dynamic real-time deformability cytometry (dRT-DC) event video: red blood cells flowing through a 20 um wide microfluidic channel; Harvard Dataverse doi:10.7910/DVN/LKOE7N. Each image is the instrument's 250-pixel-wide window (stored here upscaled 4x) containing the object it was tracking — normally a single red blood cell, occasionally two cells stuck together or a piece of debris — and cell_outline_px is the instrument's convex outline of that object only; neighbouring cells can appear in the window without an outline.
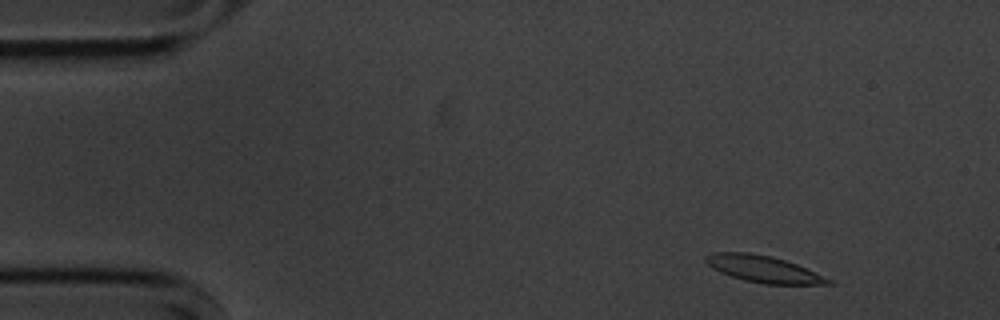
{"species": "common noctule bat (a hibernating species)", "species_latin": "Nyctalus noctula", "temperature_condition": "cold", "stored_images_in_passage": 54, "camera_frame_rate_fps": 3000, "um_per_image_px": 0.085, "animal": {"sex": "male", "body_mass_g": 20.1, "forearm_length_mm": 53.5}, "frame": {"image": 1, "passage_image": 4, "time_ms": 1.0, "image_size_px": [1000, 320], "cell_outline_px": [[836, 284], [764, 284], [744, 280], [720, 272], [712, 268], [704, 260], [704, 256], [712, 252], [748, 252], [768, 256], [784, 260], [796, 264], [836, 280]], "centroid_in_image_um": [64.93, 22.88], "position_along_channel_um": 20.1, "area_um2": 19.13}}
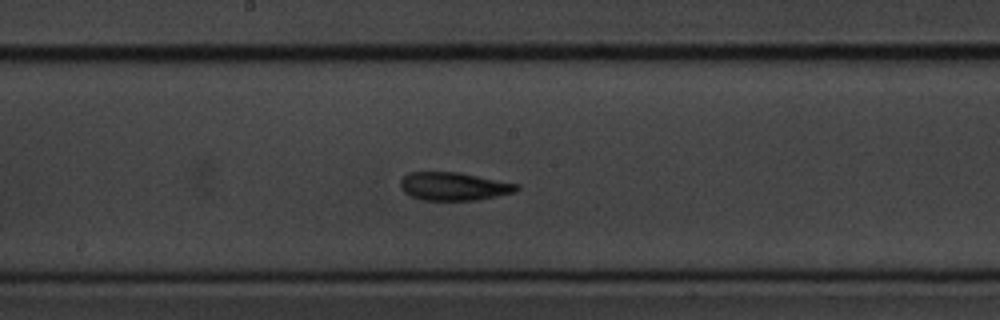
{"frame": {"image": 2, "passage_image": 27, "time_ms": 8.667, "image_size_px": [1000, 320], "cell_outline_px": [[520, 188], [516, 192], [476, 200], [420, 200], [408, 196], [400, 188], [400, 180], [408, 172], [460, 172], [520, 184]], "centroid_in_image_um": [38.56, 15.84], "position_along_channel_um": 209.6, "area_um2": 19.36}}
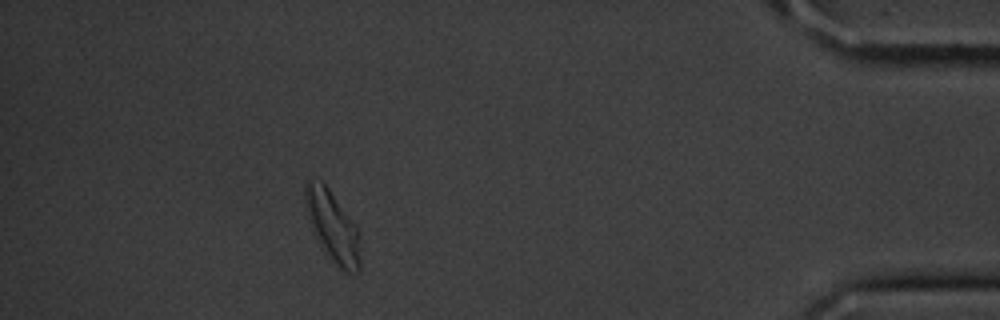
{"frame": {"image": 3, "passage_image": 48, "time_ms": 15.667, "image_size_px": [1000, 320], "cell_outline_px": [[360, 272], [344, 272], [340, 268], [324, 248], [316, 236], [312, 228], [304, 200], [304, 184], [308, 176], [320, 180], [328, 188], [356, 224], [360, 260]], "centroid_in_image_um": [28.25, 19.16], "position_along_channel_um": 406.9, "area_um2": 22.2}, "authors_computed_cell_mechanics": {"area_um2": 19.2474, "velocity_mm_per_s": 3.5554, "shape_relaxation_time_tau1_ms": 5.0858, "shape_relaxation_time_tau2_ms": 2.4312, "deformation_change_tau1": 0.1339, "deformation_change_tau2": 0.0859}}